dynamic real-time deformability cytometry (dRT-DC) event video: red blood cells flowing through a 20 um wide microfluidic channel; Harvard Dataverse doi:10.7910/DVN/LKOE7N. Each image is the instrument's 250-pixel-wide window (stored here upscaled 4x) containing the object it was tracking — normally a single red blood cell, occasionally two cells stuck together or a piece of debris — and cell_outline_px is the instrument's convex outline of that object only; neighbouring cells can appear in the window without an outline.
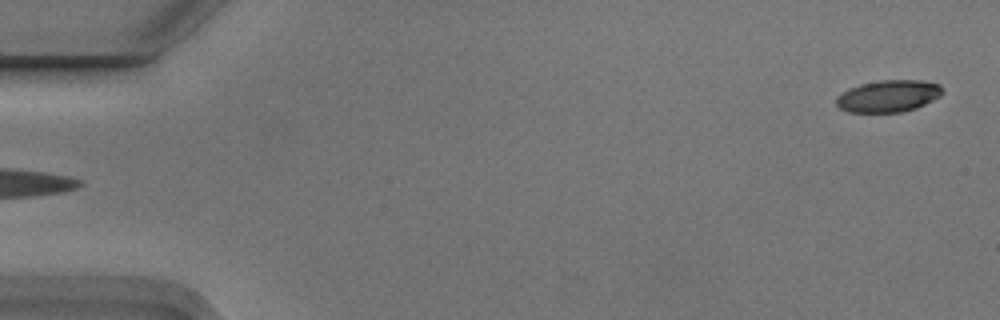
{"species": "Egyptian fruit bat (a non-hibernating species)", "species_latin": "Rousettus aegyptiacus", "temperature_condition": "cold", "stored_images_in_passage": 4, "segment_of_instrument_passage": [2, 2], "camera_frame_rate_fps": 3000, "um_per_image_px": 0.085, "animal": {"sex": "male"}, "frame": {"image": 1, "passage_image": 4, "time_ms": 1.0, "image_size_px": [1000, 320], "cell_outline_px": [[944, 92], [940, 96], [916, 108], [904, 112], [848, 112], [840, 108], [836, 104], [836, 96], [848, 88], [860, 84], [880, 80], [920, 80], [940, 84]], "centroid_in_image_um": [75.5, 8.16], "position_along_channel_um": 9.5, "area_um2": 19.88}}